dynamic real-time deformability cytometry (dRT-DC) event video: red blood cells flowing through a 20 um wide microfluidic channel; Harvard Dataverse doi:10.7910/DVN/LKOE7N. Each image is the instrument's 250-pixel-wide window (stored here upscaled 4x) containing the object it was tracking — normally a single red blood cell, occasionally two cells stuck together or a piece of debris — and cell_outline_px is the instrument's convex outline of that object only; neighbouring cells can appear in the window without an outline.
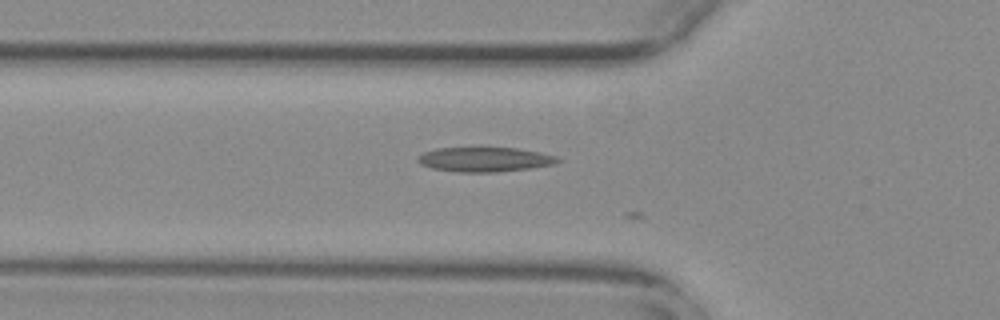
{"species": "common noctule bat (a hibernating species)", "species_latin": "Nyctalus noctula", "temperature_condition": "warm", "stored_images_in_passage": 23, "camera_frame_rate_fps": 3000, "um_per_image_px": 0.085, "animal": {"sex": "female", "body_mass_g": 29.2, "forearm_length_mm": 56.3}, "frame": {"image": 1, "passage_image": 20, "time_ms": 6.333, "image_size_px": [1000, 320], "cell_outline_px": [[560, 160], [552, 164], [528, 168], [496, 172], [460, 172], [432, 168], [420, 164], [416, 160], [416, 156], [424, 152], [436, 148], [476, 144], [480, 144], [516, 148], [540, 152], [556, 156]], "centroid_in_image_um": [41.1, 13.48], "position_along_channel_um": 84.7, "area_um2": 21.04}}